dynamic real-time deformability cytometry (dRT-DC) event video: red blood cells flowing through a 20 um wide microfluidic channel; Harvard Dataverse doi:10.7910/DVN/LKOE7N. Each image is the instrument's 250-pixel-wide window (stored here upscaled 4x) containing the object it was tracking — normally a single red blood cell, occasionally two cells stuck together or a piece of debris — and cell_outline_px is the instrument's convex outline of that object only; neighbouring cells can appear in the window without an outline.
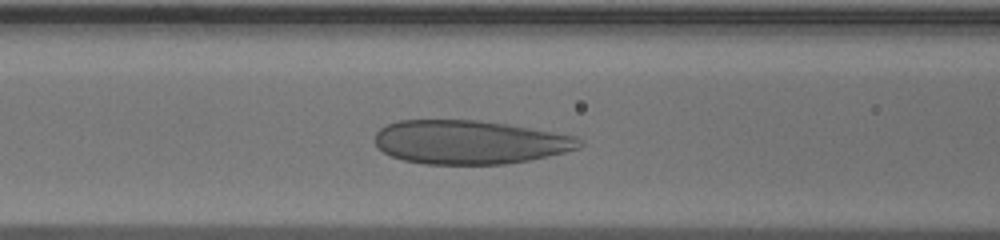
{"species": "human", "species_latin": "Homo sapiens", "temperature_condition": "warm", "stored_images_in_passage": 27, "camera_frame_rate_fps": 3000, "um_per_image_px": 0.085, "donor": {"sex": "male"}, "frame": {"image": 1, "passage_image": 8, "time_ms": 2.333, "image_size_px": [1000, 240], "cell_outline_px": [[584, 144], [580, 148], [548, 156], [528, 160], [504, 164], [424, 164], [404, 160], [392, 156], [384, 152], [376, 144], [376, 132], [380, 128], [388, 124], [400, 120], [476, 120], [504, 124], [576, 136]], "centroid_in_image_um": [39.91, 12.09], "position_along_channel_um": 126.7, "area_um2": 51.73}}
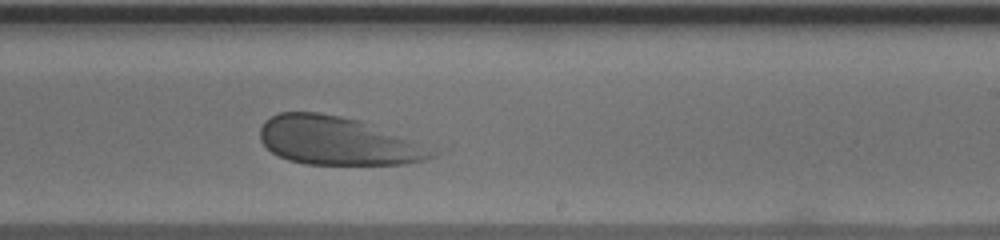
{"frame": {"image": 2, "passage_image": 18, "time_ms": 5.667, "image_size_px": [1000, 240], "cell_outline_px": [[440, 152], [436, 156], [428, 160], [408, 164], [304, 164], [288, 160], [272, 152], [260, 140], [260, 128], [264, 120], [280, 112], [320, 112], [360, 120], [416, 140]], "centroid_in_image_um": [28.76, 11.98], "position_along_channel_um": 260.2, "area_um2": 48.84}}
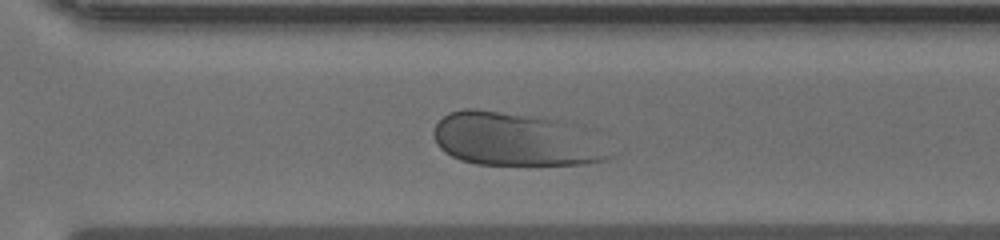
{"frame": {"image": 3, "passage_image": 23, "time_ms": 7.333, "image_size_px": [1000, 240], "cell_outline_px": [[612, 156], [608, 160], [584, 164], [476, 164], [460, 160], [444, 152], [436, 144], [432, 132], [436, 124], [448, 112], [464, 108], [476, 108], [528, 116], [548, 120]], "centroid_in_image_um": [43.4, 11.88], "position_along_channel_um": 327.2, "area_um2": 50.98}}